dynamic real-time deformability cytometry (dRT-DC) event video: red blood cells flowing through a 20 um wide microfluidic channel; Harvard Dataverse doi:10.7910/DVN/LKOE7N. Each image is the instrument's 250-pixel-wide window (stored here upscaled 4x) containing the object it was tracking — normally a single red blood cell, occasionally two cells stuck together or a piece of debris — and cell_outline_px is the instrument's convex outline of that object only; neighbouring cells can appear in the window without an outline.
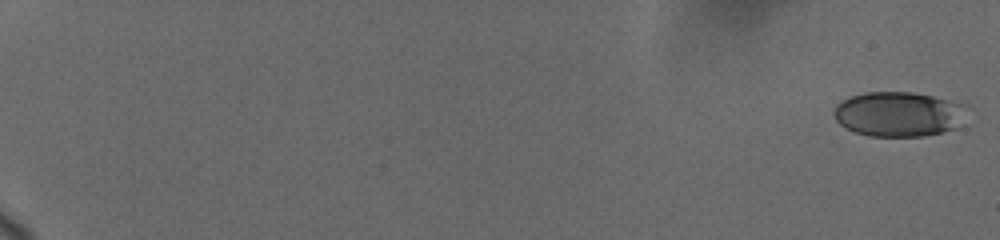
{"species": "human", "species_latin": "Homo sapiens", "temperature_condition": "cold", "stored_images_in_passage": 28, "camera_frame_rate_fps": 3000, "um_per_image_px": 0.085, "donor": {"sex": "female"}, "frame": {"image": 1, "passage_image": 1, "time_ms": 0.0, "image_size_px": [1000, 240], "cell_outline_px": [[972, 108], [956, 128], [924, 136], [868, 136], [856, 132], [840, 124], [836, 120], [832, 112], [836, 104], [852, 96], [864, 92], [912, 92], [972, 104]], "centroid_in_image_um": [76.47, 9.68], "position_along_channel_um": 8.5, "area_um2": 35.26}}
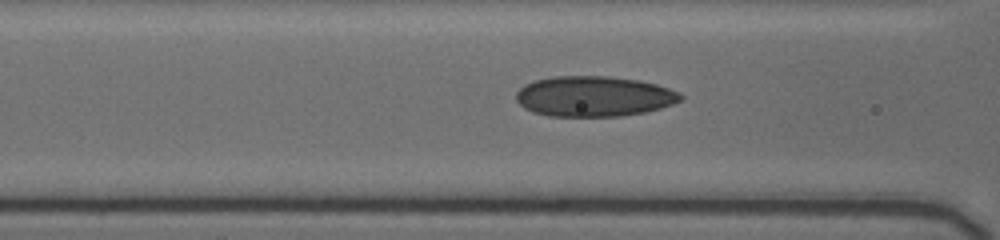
{"frame": {"image": 2, "passage_image": 24, "time_ms": 9.0, "image_size_px": [1000, 240], "cell_outline_px": [[684, 96], [680, 100], [672, 104], [660, 108], [644, 112], [620, 116], [548, 116], [532, 112], [524, 108], [516, 100], [516, 92], [524, 84], [536, 80], [552, 76], [608, 76], [640, 80], [656, 84], [680, 92]], "centroid_in_image_um": [50.47, 8.18], "position_along_channel_um": 116.1, "area_um2": 38.84}}
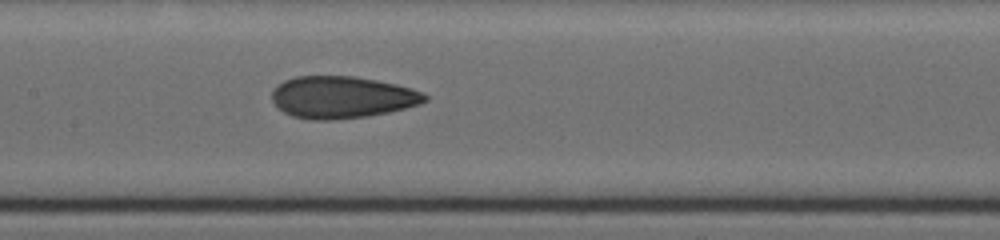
{"frame": {"image": 3, "passage_image": 28, "time_ms": 10.667, "image_size_px": [1000, 240], "cell_outline_px": [[428, 100], [420, 104], [388, 112], [368, 116], [332, 120], [312, 120], [292, 116], [284, 112], [272, 100], [272, 92], [284, 80], [296, 76], [352, 76], [376, 80], [396, 84], [412, 88], [424, 92], [428, 96]], "centroid_in_image_um": [29.1, 8.26], "position_along_channel_um": 178.3, "area_um2": 37.4}}